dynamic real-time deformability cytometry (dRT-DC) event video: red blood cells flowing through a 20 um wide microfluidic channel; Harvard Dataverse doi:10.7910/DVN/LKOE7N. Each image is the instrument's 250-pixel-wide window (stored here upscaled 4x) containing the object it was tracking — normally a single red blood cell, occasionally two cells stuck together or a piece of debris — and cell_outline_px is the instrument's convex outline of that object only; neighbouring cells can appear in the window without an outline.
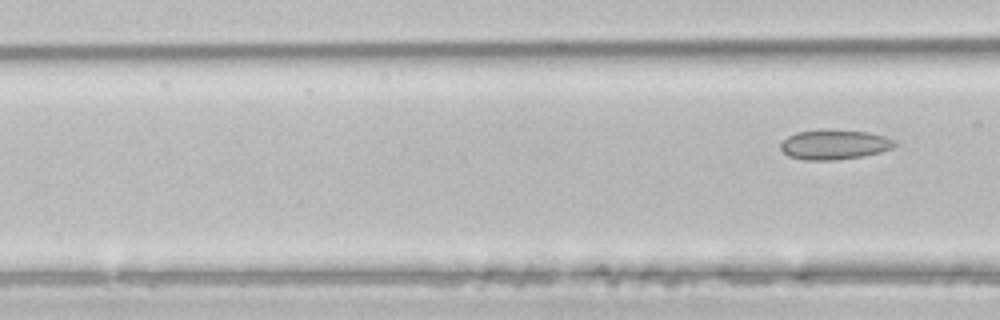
{"species": "common noctule bat (a hibernating species)", "species_latin": "Nyctalus noctula", "temperature_condition": "room temperature", "stored_images_in_passage": 7, "segment_of_instrument_passage": [2, 2], "camera_frame_rate_fps": 3000, "um_per_image_px": 0.085, "animal": {"sex": "male", "body_mass_g": 21.5, "forearm_length_mm": 52.0}, "frame": {"image": 1, "passage_image": 7, "time_ms": 2.0, "image_size_px": [1000, 320], "cell_outline_px": [[896, 144], [892, 148], [880, 152], [860, 156], [832, 160], [804, 160], [788, 156], [780, 148], [780, 144], [788, 136], [796, 132], [820, 128], [868, 132], [884, 136], [896, 140]], "centroid_in_image_um": [70.89, 12.27], "position_along_channel_um": 95.7, "area_um2": 19.94}}